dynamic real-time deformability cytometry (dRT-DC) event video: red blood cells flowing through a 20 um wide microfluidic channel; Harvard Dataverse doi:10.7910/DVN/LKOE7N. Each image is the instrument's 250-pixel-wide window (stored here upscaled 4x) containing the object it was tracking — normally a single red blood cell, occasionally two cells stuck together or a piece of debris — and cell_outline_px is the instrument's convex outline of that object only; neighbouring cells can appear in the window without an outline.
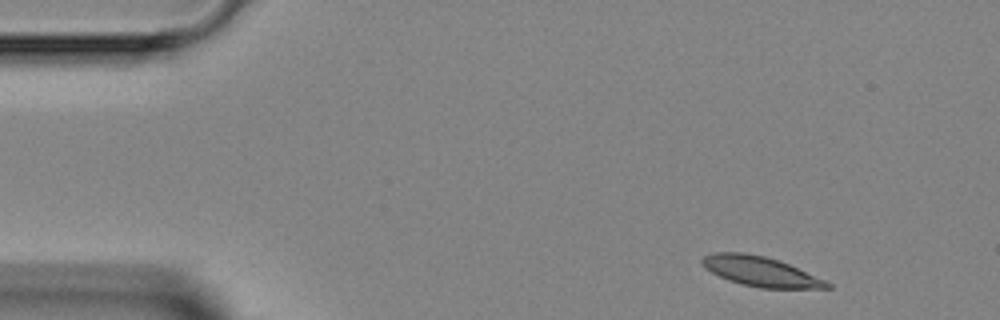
{"species": "Egyptian fruit bat (a non-hibernating species)", "species_latin": "Rousettus aegyptiacus", "temperature_condition": "room temperature", "stored_images_in_passage": 3, "camera_frame_rate_fps": 3000, "um_per_image_px": 0.085, "animal": {"sex": "female"}, "frame": {"image": 1, "passage_image": 1, "time_ms": 0.0, "image_size_px": [1000, 320], "cell_outline_px": [[832, 288], [760, 288], [740, 284], [728, 280], [704, 268], [700, 260], [704, 256], [716, 252], [740, 252], [764, 256], [788, 264], [824, 280], [832, 284]], "centroid_in_image_um": [64.6, 23.08], "position_along_channel_um": 20.4, "area_um2": 21.39}}
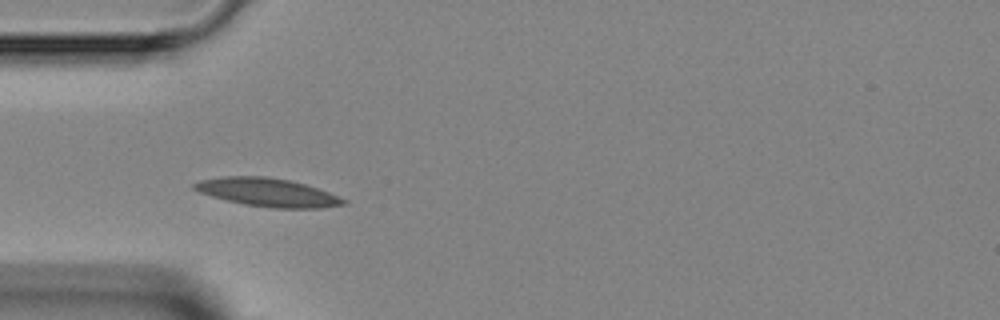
{"frame": {"image": 2, "passage_image": 3, "time_ms": 3.0, "image_size_px": [1000, 320], "cell_outline_px": [[348, 204], [320, 208], [272, 208], [244, 204], [212, 196], [200, 192], [192, 188], [192, 184], [200, 180], [224, 176], [264, 176], [288, 180], [304, 184], [328, 192], [348, 200]], "centroid_in_image_um": [22.76, 16.35], "position_along_channel_um": 62.2, "area_um2": 24.45}}